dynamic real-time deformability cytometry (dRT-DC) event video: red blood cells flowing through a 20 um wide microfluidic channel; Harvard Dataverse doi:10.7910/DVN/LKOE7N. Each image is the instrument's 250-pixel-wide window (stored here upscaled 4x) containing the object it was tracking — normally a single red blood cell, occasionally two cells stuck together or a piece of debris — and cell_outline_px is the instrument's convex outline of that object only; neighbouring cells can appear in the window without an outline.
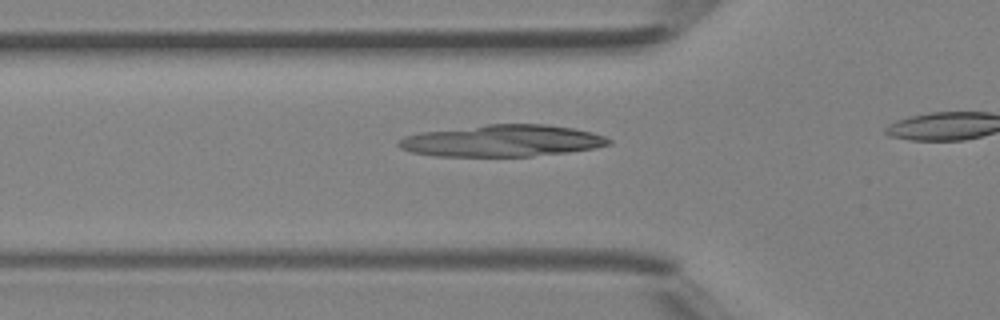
{"species": "Egyptian fruit bat (a non-hibernating species)", "species_latin": "Rousettus aegyptiacus", "temperature_condition": "room temperature", "stored_images_in_passage": 6, "camera_frame_rate_fps": 3000, "um_per_image_px": 0.085, "animal": {"sex": "female"}, "frame": {"image": 1, "passage_image": 4, "time_ms": 1.0, "image_size_px": [1000, 320], "cell_outline_px": [[612, 144], [596, 148], [568, 152], [532, 156], [436, 156], [412, 152], [400, 148], [396, 144], [404, 136], [420, 132], [488, 124], [548, 124], [572, 128], [592, 132], [604, 136], [612, 140]], "centroid_in_image_um": [42.71, 11.96], "position_along_channel_um": 83.1, "area_um2": 38.96}}